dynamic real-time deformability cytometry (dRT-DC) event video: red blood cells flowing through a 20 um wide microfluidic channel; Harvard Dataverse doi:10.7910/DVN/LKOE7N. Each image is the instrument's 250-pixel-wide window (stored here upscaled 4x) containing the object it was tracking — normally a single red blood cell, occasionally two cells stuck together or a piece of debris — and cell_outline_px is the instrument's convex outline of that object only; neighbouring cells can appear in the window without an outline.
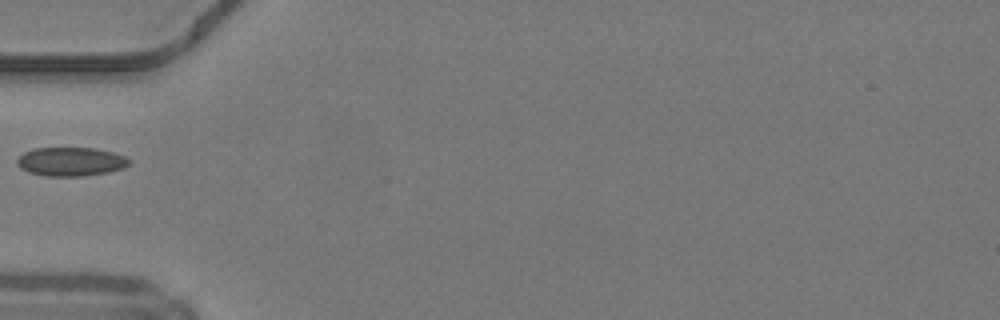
{"species": "common noctule bat (a hibernating species)", "species_latin": "Nyctalus noctula", "temperature_condition": "warm", "stored_images_in_passage": 33, "camera_frame_rate_fps": 3000, "um_per_image_px": 0.085, "animal": {"sex": "male", "body_mass_g": 19.2, "forearm_length_mm": 51.8}, "frame": {"image": 1, "passage_image": 1, "time_ms": 0.0, "image_size_px": [1000, 320], "cell_outline_px": [[132, 160], [124, 168], [108, 172], [84, 176], [44, 176], [28, 172], [20, 168], [16, 164], [16, 160], [24, 152], [36, 148], [96, 148], [112, 152], [124, 156]], "centroid_in_image_um": [6.01, 13.74], "position_along_channel_um": 79.0, "area_um2": 18.9}}
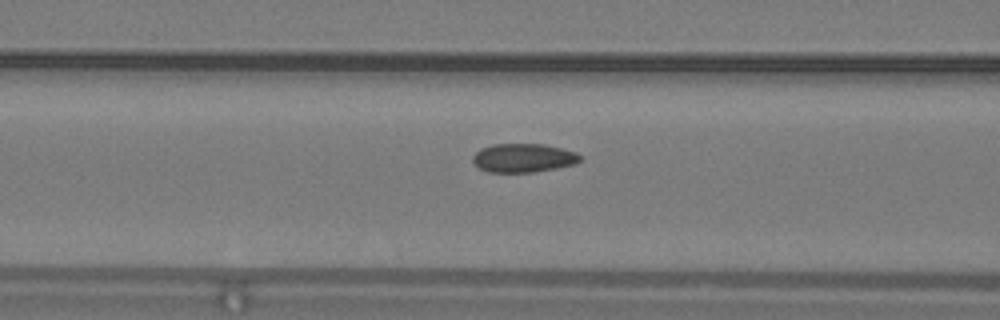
{"frame": {"image": 2, "passage_image": 4, "time_ms": 1.0, "image_size_px": [1000, 320], "cell_outline_px": [[580, 160], [576, 164], [556, 168], [532, 172], [488, 172], [480, 168], [472, 160], [472, 156], [480, 148], [492, 144], [544, 144], [576, 152], [580, 156]], "centroid_in_image_um": [44.47, 13.42], "position_along_channel_um": 122.1, "area_um2": 17.92}}
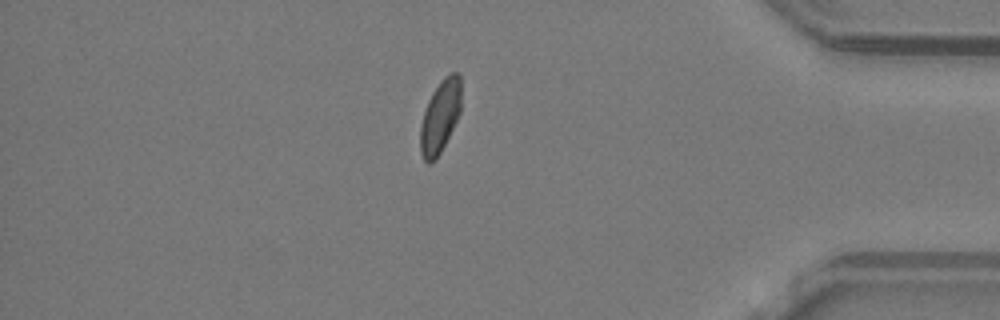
{"frame": {"image": 3, "passage_image": 26, "time_ms": 8.333, "image_size_px": [1000, 320], "cell_outline_px": [[460, 112], [436, 160], [428, 164], [424, 160], [420, 152], [420, 124], [428, 100], [432, 92], [440, 80], [448, 72], [456, 72], [460, 76]], "centroid_in_image_um": [37.39, 9.88], "position_along_channel_um": 397.8, "area_um2": 17.22}}